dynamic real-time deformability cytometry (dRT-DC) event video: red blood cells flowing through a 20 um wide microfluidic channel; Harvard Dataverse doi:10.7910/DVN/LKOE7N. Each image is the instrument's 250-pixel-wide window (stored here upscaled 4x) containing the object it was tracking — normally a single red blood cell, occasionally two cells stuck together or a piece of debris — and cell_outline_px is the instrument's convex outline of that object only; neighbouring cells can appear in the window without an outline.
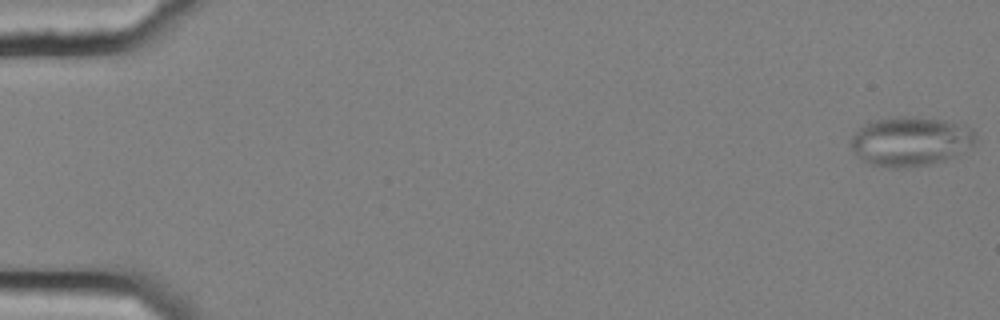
{"species": "common noctule bat (a hibernating species)", "species_latin": "Nyctalus noctula", "temperature_condition": "cold", "stored_images_in_passage": 56, "camera_frame_rate_fps": 3000, "um_per_image_px": 0.085, "animal": {"sex": "female", "body_mass_g": 25.1}, "frame": {"image": 1, "passage_image": 1, "time_ms": 0.0, "image_size_px": [1000, 320], "cell_outline_px": [[976, 136], [972, 144], [956, 156], [944, 160], [928, 164], [896, 168], [872, 164], [856, 156], [852, 148], [852, 136], [864, 124], [876, 120], [896, 116], [912, 116], [944, 120], [972, 128], [976, 132]], "centroid_in_image_um": [77.39, 12.0], "position_along_channel_um": 7.6, "area_um2": 35.43}}
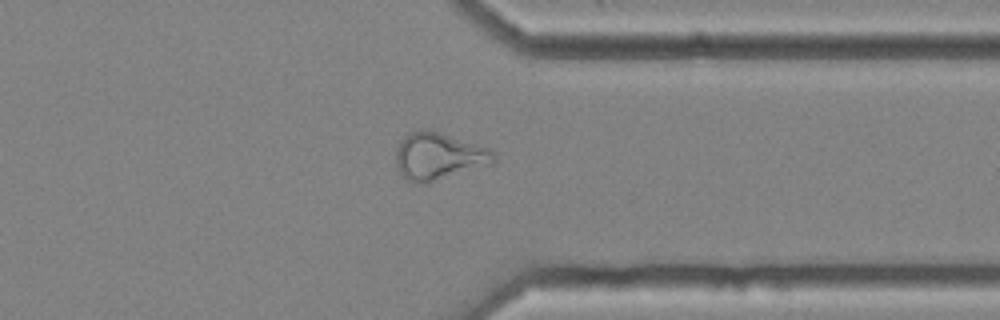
{"frame": {"image": 2, "passage_image": 44, "time_ms": 14.333, "image_size_px": [1000, 320], "cell_outline_px": [[496, 164], [420, 184], [416, 184], [408, 180], [400, 172], [396, 164], [396, 148], [412, 132], [420, 128], [428, 128], [488, 148], [496, 156]], "centroid_in_image_um": [37.32, 13.28], "position_along_channel_um": 374.1, "area_um2": 26.7}, "authors_computed_cell_mechanics": {"area_um2": 27.9174, "velocity_mm_per_s": 3.6818, "shape_relaxation_time_tau1_ms": null, "shape_relaxation_time_tau2_ms": 3.5967, "deformation_change_tau1": null, "deformation_change_tau2": 0.1244}}